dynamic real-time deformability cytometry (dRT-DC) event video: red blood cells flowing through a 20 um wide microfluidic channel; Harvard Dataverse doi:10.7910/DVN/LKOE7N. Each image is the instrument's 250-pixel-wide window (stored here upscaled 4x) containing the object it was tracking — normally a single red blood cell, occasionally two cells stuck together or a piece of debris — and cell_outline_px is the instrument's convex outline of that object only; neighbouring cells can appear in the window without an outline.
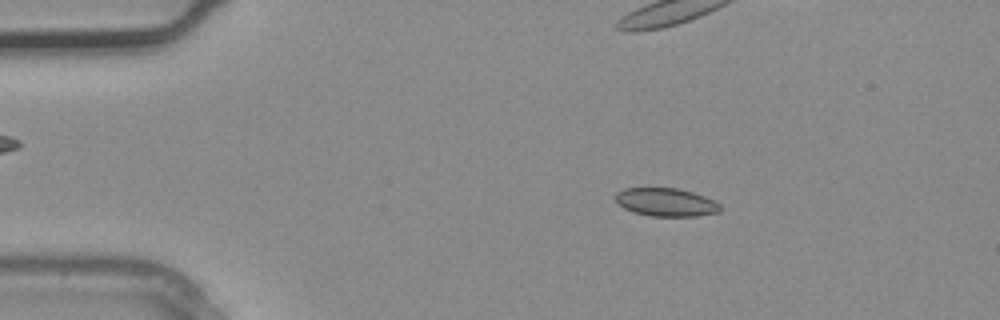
{"species": "common noctule bat (a hibernating species)", "species_latin": "Nyctalus noctula", "temperature_condition": "warm", "stored_images_in_passage": 2, "camera_frame_rate_fps": 3000, "um_per_image_px": 0.085, "animal": {"sex": "male", "body_mass_g": 20.4}, "frame": {"image": 1, "passage_image": 1, "time_ms": 0.0, "image_size_px": [1000, 320], "cell_outline_px": [[720, 212], [696, 216], [648, 216], [632, 212], [616, 204], [616, 192], [624, 188], [676, 188], [692, 192], [704, 196], [720, 204]], "centroid_in_image_um": [56.57, 17.19], "position_along_channel_um": 28.4, "area_um2": 17.28}}